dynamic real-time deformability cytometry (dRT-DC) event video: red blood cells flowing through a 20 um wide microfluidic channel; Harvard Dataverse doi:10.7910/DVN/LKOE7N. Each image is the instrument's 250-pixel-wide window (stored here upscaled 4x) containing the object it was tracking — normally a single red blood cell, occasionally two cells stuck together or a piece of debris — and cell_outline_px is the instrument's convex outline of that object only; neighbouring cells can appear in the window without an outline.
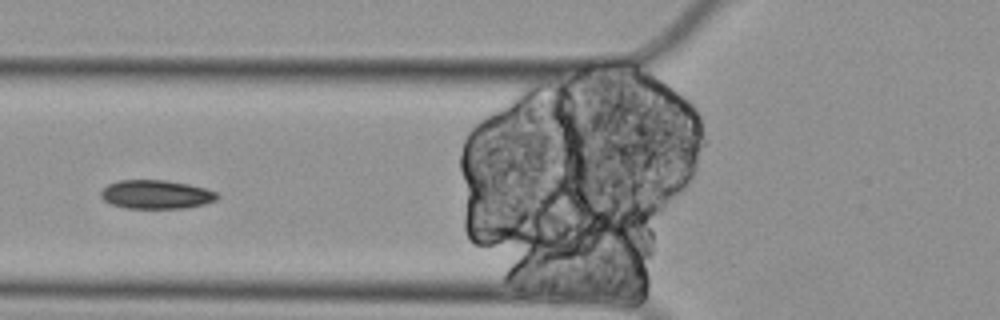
{"species": "Egyptian fruit bat (a non-hibernating species)", "species_latin": "Rousettus aegyptiacus", "temperature_condition": "cold", "stored_images_in_passage": 14, "camera_frame_rate_fps": 3000, "um_per_image_px": 0.085, "animal": {"sex": "female"}, "frame": {"image": 1, "passage_image": 5, "time_ms": 1.333, "image_size_px": [1000, 320], "cell_outline_px": [[220, 196], [216, 200], [204, 204], [188, 208], [124, 208], [112, 204], [104, 200], [100, 196], [100, 192], [108, 184], [120, 180], [164, 180], [188, 184], [204, 188], [216, 192]], "centroid_in_image_um": [13.27, 16.53], "position_along_channel_um": 112.5, "area_um2": 19.48}}
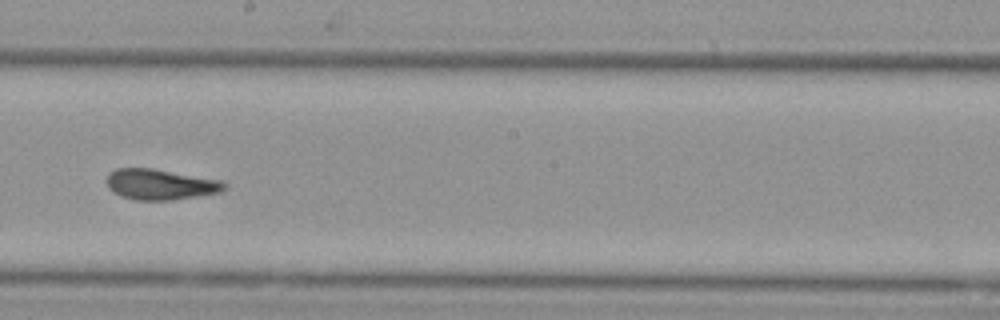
{"frame": {"image": 2, "passage_image": 8, "time_ms": 2.333, "image_size_px": [1000, 320], "cell_outline_px": [[228, 188], [220, 192], [172, 200], [136, 200], [120, 196], [108, 188], [108, 172], [116, 168], [152, 168], [220, 180], [228, 184]], "centroid_in_image_um": [13.63, 15.67], "position_along_channel_um": 234.6, "area_um2": 20.98}}
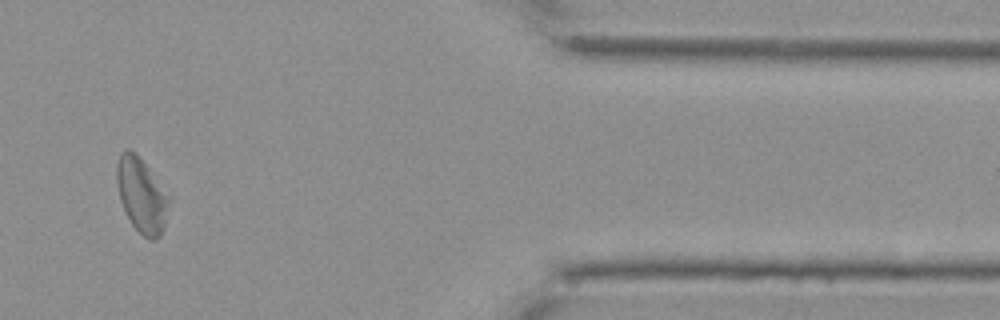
{"frame": {"image": 3, "passage_image": 13, "time_ms": 4.0, "image_size_px": [1000, 320], "cell_outline_px": [[164, 228], [160, 236], [156, 240], [152, 240], [144, 236], [132, 224], [120, 200], [116, 180], [116, 164], [120, 152], [124, 148], [128, 148], [136, 152], [148, 168], [164, 196]], "centroid_in_image_um": [11.91, 16.54], "position_along_channel_um": 399.5, "area_um2": 21.33}}